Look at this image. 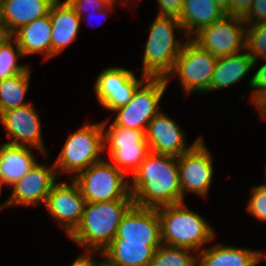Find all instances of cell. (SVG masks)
Wrapping results in <instances>:
<instances>
[{"instance_id": "obj_24", "label": "cell", "mask_w": 266, "mask_h": 266, "mask_svg": "<svg viewBox=\"0 0 266 266\" xmlns=\"http://www.w3.org/2000/svg\"><path fill=\"white\" fill-rule=\"evenodd\" d=\"M253 63V59L249 57L246 50L218 58L208 93L238 83L253 69Z\"/></svg>"}, {"instance_id": "obj_19", "label": "cell", "mask_w": 266, "mask_h": 266, "mask_svg": "<svg viewBox=\"0 0 266 266\" xmlns=\"http://www.w3.org/2000/svg\"><path fill=\"white\" fill-rule=\"evenodd\" d=\"M29 146L0 145V188L13 186L36 163L37 158Z\"/></svg>"}, {"instance_id": "obj_39", "label": "cell", "mask_w": 266, "mask_h": 266, "mask_svg": "<svg viewBox=\"0 0 266 266\" xmlns=\"http://www.w3.org/2000/svg\"><path fill=\"white\" fill-rule=\"evenodd\" d=\"M227 15L231 13V0H213Z\"/></svg>"}, {"instance_id": "obj_22", "label": "cell", "mask_w": 266, "mask_h": 266, "mask_svg": "<svg viewBox=\"0 0 266 266\" xmlns=\"http://www.w3.org/2000/svg\"><path fill=\"white\" fill-rule=\"evenodd\" d=\"M55 0H2V24L8 35L49 13Z\"/></svg>"}, {"instance_id": "obj_5", "label": "cell", "mask_w": 266, "mask_h": 266, "mask_svg": "<svg viewBox=\"0 0 266 266\" xmlns=\"http://www.w3.org/2000/svg\"><path fill=\"white\" fill-rule=\"evenodd\" d=\"M103 125L101 122H85L83 126L70 133L54 161L58 175H71L73 179L79 172L104 159Z\"/></svg>"}, {"instance_id": "obj_11", "label": "cell", "mask_w": 266, "mask_h": 266, "mask_svg": "<svg viewBox=\"0 0 266 266\" xmlns=\"http://www.w3.org/2000/svg\"><path fill=\"white\" fill-rule=\"evenodd\" d=\"M202 137L188 152L178 157L180 186L183 197L192 193L206 199L214 173L213 156Z\"/></svg>"}, {"instance_id": "obj_31", "label": "cell", "mask_w": 266, "mask_h": 266, "mask_svg": "<svg viewBox=\"0 0 266 266\" xmlns=\"http://www.w3.org/2000/svg\"><path fill=\"white\" fill-rule=\"evenodd\" d=\"M264 61L248 82L249 87L253 90L251 97L249 96L253 106L266 95V60Z\"/></svg>"}, {"instance_id": "obj_34", "label": "cell", "mask_w": 266, "mask_h": 266, "mask_svg": "<svg viewBox=\"0 0 266 266\" xmlns=\"http://www.w3.org/2000/svg\"><path fill=\"white\" fill-rule=\"evenodd\" d=\"M157 16L180 17L183 0H157Z\"/></svg>"}, {"instance_id": "obj_42", "label": "cell", "mask_w": 266, "mask_h": 266, "mask_svg": "<svg viewBox=\"0 0 266 266\" xmlns=\"http://www.w3.org/2000/svg\"><path fill=\"white\" fill-rule=\"evenodd\" d=\"M0 27H3V24H2V0H0Z\"/></svg>"}, {"instance_id": "obj_18", "label": "cell", "mask_w": 266, "mask_h": 266, "mask_svg": "<svg viewBox=\"0 0 266 266\" xmlns=\"http://www.w3.org/2000/svg\"><path fill=\"white\" fill-rule=\"evenodd\" d=\"M52 24L51 58L62 53L78 36L81 18L65 0H55L50 7Z\"/></svg>"}, {"instance_id": "obj_10", "label": "cell", "mask_w": 266, "mask_h": 266, "mask_svg": "<svg viewBox=\"0 0 266 266\" xmlns=\"http://www.w3.org/2000/svg\"><path fill=\"white\" fill-rule=\"evenodd\" d=\"M191 39L217 58L245 50L246 24L242 17L225 15L205 26Z\"/></svg>"}, {"instance_id": "obj_28", "label": "cell", "mask_w": 266, "mask_h": 266, "mask_svg": "<svg viewBox=\"0 0 266 266\" xmlns=\"http://www.w3.org/2000/svg\"><path fill=\"white\" fill-rule=\"evenodd\" d=\"M24 57L17 41L8 35L0 44V81L25 72L30 65L19 64L18 60Z\"/></svg>"}, {"instance_id": "obj_6", "label": "cell", "mask_w": 266, "mask_h": 266, "mask_svg": "<svg viewBox=\"0 0 266 266\" xmlns=\"http://www.w3.org/2000/svg\"><path fill=\"white\" fill-rule=\"evenodd\" d=\"M104 158L79 172L73 180L78 184L86 202L133 199L130 179Z\"/></svg>"}, {"instance_id": "obj_26", "label": "cell", "mask_w": 266, "mask_h": 266, "mask_svg": "<svg viewBox=\"0 0 266 266\" xmlns=\"http://www.w3.org/2000/svg\"><path fill=\"white\" fill-rule=\"evenodd\" d=\"M31 81L30 67L23 73L0 81V114L4 111L26 106L25 101Z\"/></svg>"}, {"instance_id": "obj_44", "label": "cell", "mask_w": 266, "mask_h": 266, "mask_svg": "<svg viewBox=\"0 0 266 266\" xmlns=\"http://www.w3.org/2000/svg\"><path fill=\"white\" fill-rule=\"evenodd\" d=\"M2 193V190H1V188H0V197H1V194ZM5 208V204L2 202L1 204H0V210H3Z\"/></svg>"}, {"instance_id": "obj_37", "label": "cell", "mask_w": 266, "mask_h": 266, "mask_svg": "<svg viewBox=\"0 0 266 266\" xmlns=\"http://www.w3.org/2000/svg\"><path fill=\"white\" fill-rule=\"evenodd\" d=\"M114 9H115V6H114V4L113 3H110L106 8H104L103 10H100L98 13H89V14H87V15H84L82 18H81V21L82 20H86V19H91L90 17H94V16H96V17H98V16H100L101 18H103L104 20H103V22H105L106 21V16H108L109 15V13H111L110 11H114ZM88 20H86V21H88ZM88 23V22H87ZM100 23H102V22H100Z\"/></svg>"}, {"instance_id": "obj_27", "label": "cell", "mask_w": 266, "mask_h": 266, "mask_svg": "<svg viewBox=\"0 0 266 266\" xmlns=\"http://www.w3.org/2000/svg\"><path fill=\"white\" fill-rule=\"evenodd\" d=\"M198 253L195 251L161 244L155 251L148 266H197Z\"/></svg>"}, {"instance_id": "obj_9", "label": "cell", "mask_w": 266, "mask_h": 266, "mask_svg": "<svg viewBox=\"0 0 266 266\" xmlns=\"http://www.w3.org/2000/svg\"><path fill=\"white\" fill-rule=\"evenodd\" d=\"M167 88L165 78L148 77L126 105L113 111L116 117L112 123L146 133L149 122L162 110L159 106Z\"/></svg>"}, {"instance_id": "obj_21", "label": "cell", "mask_w": 266, "mask_h": 266, "mask_svg": "<svg viewBox=\"0 0 266 266\" xmlns=\"http://www.w3.org/2000/svg\"><path fill=\"white\" fill-rule=\"evenodd\" d=\"M160 246H147V242H124L117 235L102 251L104 266H148Z\"/></svg>"}, {"instance_id": "obj_14", "label": "cell", "mask_w": 266, "mask_h": 266, "mask_svg": "<svg viewBox=\"0 0 266 266\" xmlns=\"http://www.w3.org/2000/svg\"><path fill=\"white\" fill-rule=\"evenodd\" d=\"M0 123L9 139L4 143L34 147L44 159H48L42 138L40 115L32 103L2 112Z\"/></svg>"}, {"instance_id": "obj_41", "label": "cell", "mask_w": 266, "mask_h": 266, "mask_svg": "<svg viewBox=\"0 0 266 266\" xmlns=\"http://www.w3.org/2000/svg\"><path fill=\"white\" fill-rule=\"evenodd\" d=\"M8 36V33L4 29V27H0V44L5 40V38Z\"/></svg>"}, {"instance_id": "obj_4", "label": "cell", "mask_w": 266, "mask_h": 266, "mask_svg": "<svg viewBox=\"0 0 266 266\" xmlns=\"http://www.w3.org/2000/svg\"><path fill=\"white\" fill-rule=\"evenodd\" d=\"M149 26L141 74L149 78H166L188 37L184 34L181 22L175 17L156 16ZM176 30L183 32L184 39L176 37Z\"/></svg>"}, {"instance_id": "obj_35", "label": "cell", "mask_w": 266, "mask_h": 266, "mask_svg": "<svg viewBox=\"0 0 266 266\" xmlns=\"http://www.w3.org/2000/svg\"><path fill=\"white\" fill-rule=\"evenodd\" d=\"M95 254H99L102 259H104L103 253L101 251H91L85 250L84 253L82 252L75 260L69 264L68 266H104V260H97L94 256Z\"/></svg>"}, {"instance_id": "obj_8", "label": "cell", "mask_w": 266, "mask_h": 266, "mask_svg": "<svg viewBox=\"0 0 266 266\" xmlns=\"http://www.w3.org/2000/svg\"><path fill=\"white\" fill-rule=\"evenodd\" d=\"M110 118L101 121L103 125L104 152L108 150L110 160L126 176L137 171L150 152L144 131L123 128L110 123Z\"/></svg>"}, {"instance_id": "obj_40", "label": "cell", "mask_w": 266, "mask_h": 266, "mask_svg": "<svg viewBox=\"0 0 266 266\" xmlns=\"http://www.w3.org/2000/svg\"><path fill=\"white\" fill-rule=\"evenodd\" d=\"M127 1V2H126ZM135 1H141V0H130V2H135ZM110 2L111 3H113L114 5H116V3H120V4H122L123 6H125V8L127 7V6H129L128 4H129V2H128V0H110ZM123 2V3H122ZM126 3V4H125ZM128 3V4H127ZM127 5V6H126Z\"/></svg>"}, {"instance_id": "obj_7", "label": "cell", "mask_w": 266, "mask_h": 266, "mask_svg": "<svg viewBox=\"0 0 266 266\" xmlns=\"http://www.w3.org/2000/svg\"><path fill=\"white\" fill-rule=\"evenodd\" d=\"M218 58L201 48L191 38L186 40L175 60L172 71L166 76V82L178 77L183 95L208 93V87Z\"/></svg>"}, {"instance_id": "obj_3", "label": "cell", "mask_w": 266, "mask_h": 266, "mask_svg": "<svg viewBox=\"0 0 266 266\" xmlns=\"http://www.w3.org/2000/svg\"><path fill=\"white\" fill-rule=\"evenodd\" d=\"M157 211L163 244L199 253L216 237V231L209 222L187 208L185 202L159 207Z\"/></svg>"}, {"instance_id": "obj_32", "label": "cell", "mask_w": 266, "mask_h": 266, "mask_svg": "<svg viewBox=\"0 0 266 266\" xmlns=\"http://www.w3.org/2000/svg\"><path fill=\"white\" fill-rule=\"evenodd\" d=\"M66 1L75 10V12L80 18H82L85 13L86 15L92 13L90 10H93L94 13H98L100 10H103L111 3L110 0H66Z\"/></svg>"}, {"instance_id": "obj_16", "label": "cell", "mask_w": 266, "mask_h": 266, "mask_svg": "<svg viewBox=\"0 0 266 266\" xmlns=\"http://www.w3.org/2000/svg\"><path fill=\"white\" fill-rule=\"evenodd\" d=\"M145 135L151 152L175 157L188 152L203 137L187 145L182 127L162 110L149 122Z\"/></svg>"}, {"instance_id": "obj_30", "label": "cell", "mask_w": 266, "mask_h": 266, "mask_svg": "<svg viewBox=\"0 0 266 266\" xmlns=\"http://www.w3.org/2000/svg\"><path fill=\"white\" fill-rule=\"evenodd\" d=\"M250 198L245 211L255 220L266 222V185H255L250 189Z\"/></svg>"}, {"instance_id": "obj_43", "label": "cell", "mask_w": 266, "mask_h": 266, "mask_svg": "<svg viewBox=\"0 0 266 266\" xmlns=\"http://www.w3.org/2000/svg\"><path fill=\"white\" fill-rule=\"evenodd\" d=\"M261 261H266V255L264 254V252H261L258 263H260Z\"/></svg>"}, {"instance_id": "obj_1", "label": "cell", "mask_w": 266, "mask_h": 266, "mask_svg": "<svg viewBox=\"0 0 266 266\" xmlns=\"http://www.w3.org/2000/svg\"><path fill=\"white\" fill-rule=\"evenodd\" d=\"M129 179L136 206L157 209L183 202L178 157L150 151Z\"/></svg>"}, {"instance_id": "obj_15", "label": "cell", "mask_w": 266, "mask_h": 266, "mask_svg": "<svg viewBox=\"0 0 266 266\" xmlns=\"http://www.w3.org/2000/svg\"><path fill=\"white\" fill-rule=\"evenodd\" d=\"M56 168L51 164L37 163L12 187L6 207H35L45 204L53 185L58 181Z\"/></svg>"}, {"instance_id": "obj_25", "label": "cell", "mask_w": 266, "mask_h": 266, "mask_svg": "<svg viewBox=\"0 0 266 266\" xmlns=\"http://www.w3.org/2000/svg\"><path fill=\"white\" fill-rule=\"evenodd\" d=\"M226 15L213 0H183L179 21L184 34L191 38L200 29L211 25Z\"/></svg>"}, {"instance_id": "obj_29", "label": "cell", "mask_w": 266, "mask_h": 266, "mask_svg": "<svg viewBox=\"0 0 266 266\" xmlns=\"http://www.w3.org/2000/svg\"><path fill=\"white\" fill-rule=\"evenodd\" d=\"M245 50L253 59V69L258 60H266V22L246 25Z\"/></svg>"}, {"instance_id": "obj_17", "label": "cell", "mask_w": 266, "mask_h": 266, "mask_svg": "<svg viewBox=\"0 0 266 266\" xmlns=\"http://www.w3.org/2000/svg\"><path fill=\"white\" fill-rule=\"evenodd\" d=\"M124 242H147V246H160L161 229L157 209L133 205L123 216L117 230Z\"/></svg>"}, {"instance_id": "obj_38", "label": "cell", "mask_w": 266, "mask_h": 266, "mask_svg": "<svg viewBox=\"0 0 266 266\" xmlns=\"http://www.w3.org/2000/svg\"><path fill=\"white\" fill-rule=\"evenodd\" d=\"M254 108L258 111L260 118L266 119V95H264L255 105Z\"/></svg>"}, {"instance_id": "obj_20", "label": "cell", "mask_w": 266, "mask_h": 266, "mask_svg": "<svg viewBox=\"0 0 266 266\" xmlns=\"http://www.w3.org/2000/svg\"><path fill=\"white\" fill-rule=\"evenodd\" d=\"M52 24L50 12L20 27L11 36L17 41L24 57L42 54L43 59L51 58Z\"/></svg>"}, {"instance_id": "obj_33", "label": "cell", "mask_w": 266, "mask_h": 266, "mask_svg": "<svg viewBox=\"0 0 266 266\" xmlns=\"http://www.w3.org/2000/svg\"><path fill=\"white\" fill-rule=\"evenodd\" d=\"M243 19L246 25L266 22V0H253L251 9Z\"/></svg>"}, {"instance_id": "obj_23", "label": "cell", "mask_w": 266, "mask_h": 266, "mask_svg": "<svg viewBox=\"0 0 266 266\" xmlns=\"http://www.w3.org/2000/svg\"><path fill=\"white\" fill-rule=\"evenodd\" d=\"M261 250L216 243L198 253L197 266H256Z\"/></svg>"}, {"instance_id": "obj_13", "label": "cell", "mask_w": 266, "mask_h": 266, "mask_svg": "<svg viewBox=\"0 0 266 266\" xmlns=\"http://www.w3.org/2000/svg\"><path fill=\"white\" fill-rule=\"evenodd\" d=\"M69 180H58L44 204L49 217L57 222L67 237L80 224L86 203L78 184L71 178Z\"/></svg>"}, {"instance_id": "obj_2", "label": "cell", "mask_w": 266, "mask_h": 266, "mask_svg": "<svg viewBox=\"0 0 266 266\" xmlns=\"http://www.w3.org/2000/svg\"><path fill=\"white\" fill-rule=\"evenodd\" d=\"M133 205V199L86 202L81 222L68 238L83 250L102 252L113 241L123 216Z\"/></svg>"}, {"instance_id": "obj_12", "label": "cell", "mask_w": 266, "mask_h": 266, "mask_svg": "<svg viewBox=\"0 0 266 266\" xmlns=\"http://www.w3.org/2000/svg\"><path fill=\"white\" fill-rule=\"evenodd\" d=\"M140 75V78H136L132 70L123 67L104 68L94 84L97 101L110 112L126 105L137 88L148 78L144 74Z\"/></svg>"}, {"instance_id": "obj_36", "label": "cell", "mask_w": 266, "mask_h": 266, "mask_svg": "<svg viewBox=\"0 0 266 266\" xmlns=\"http://www.w3.org/2000/svg\"><path fill=\"white\" fill-rule=\"evenodd\" d=\"M253 0H231L230 16H238L244 18L251 9Z\"/></svg>"}, {"instance_id": "obj_45", "label": "cell", "mask_w": 266, "mask_h": 266, "mask_svg": "<svg viewBox=\"0 0 266 266\" xmlns=\"http://www.w3.org/2000/svg\"><path fill=\"white\" fill-rule=\"evenodd\" d=\"M264 171H265V175H264L265 176V180H264V182L262 184L266 185V167H265Z\"/></svg>"}]
</instances>
